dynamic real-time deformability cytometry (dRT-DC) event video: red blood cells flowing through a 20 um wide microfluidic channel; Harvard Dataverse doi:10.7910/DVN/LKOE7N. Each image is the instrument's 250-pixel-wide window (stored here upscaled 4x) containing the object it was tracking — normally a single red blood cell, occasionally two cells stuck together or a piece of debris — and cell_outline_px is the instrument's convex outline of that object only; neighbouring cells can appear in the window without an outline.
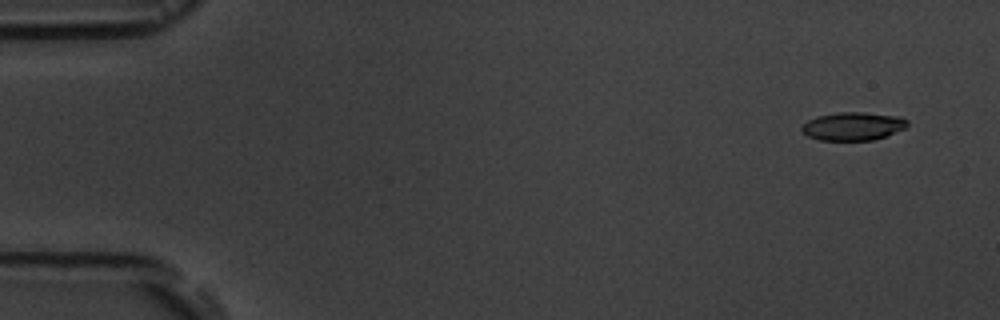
{"species": "common noctule bat (a hibernating species)", "species_latin": "Nyctalus noctula", "temperature_condition": "room temperature", "stored_images_in_passage": 8, "camera_frame_rate_fps": 3000, "um_per_image_px": 0.085, "animal": {"sex": "male", "body_mass_g": 19.5, "forearm_length_mm": 54.6}, "frame": {"image": 1, "passage_image": 1, "time_ms": 0.0, "image_size_px": [1000, 320], "cell_outline_px": [[908, 124], [904, 128], [884, 136], [872, 140], [820, 140], [808, 136], [800, 128], [808, 120], [816, 116], [840, 112], [864, 112], [900, 116], [908, 120]], "centroid_in_image_um": [72.5, 10.72], "position_along_channel_um": 12.5, "area_um2": 17.22}}
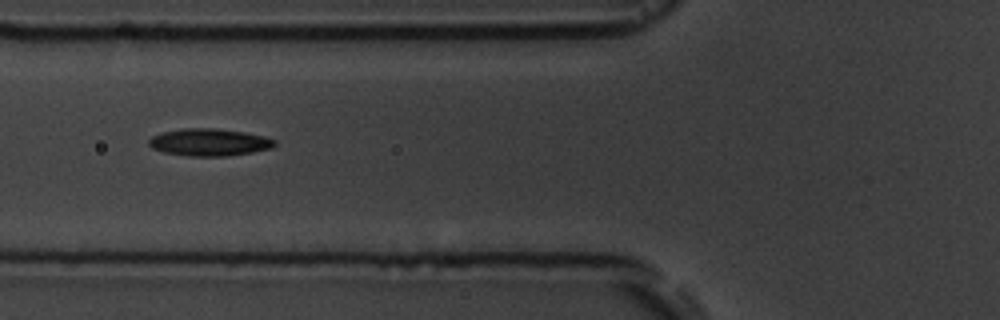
{"frame": {"image": 2, "passage_image": 6, "time_ms": 6.0, "image_size_px": [1000, 320], "cell_outline_px": [[276, 144], [272, 148], [252, 152], [228, 156], [188, 156], [164, 152], [152, 148], [148, 144], [148, 140], [152, 136], [160, 132], [184, 128], [212, 128], [244, 132], [264, 136], [276, 140]], "centroid_in_image_um": [17.77, 12.09], "position_along_channel_um": 108.0, "area_um2": 20.06}}
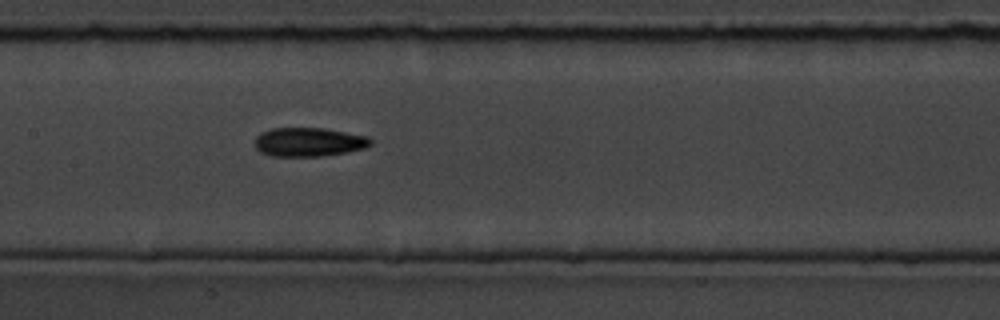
{"frame": {"image": 3, "passage_image": 8, "time_ms": 8.0, "image_size_px": [1000, 320], "cell_outline_px": [[372, 144], [364, 148], [344, 152], [320, 156], [272, 156], [260, 152], [256, 148], [256, 136], [260, 132], [272, 128], [324, 128], [368, 136], [372, 140]], "centroid_in_image_um": [26.23, 12.06], "position_along_channel_um": 181.2, "area_um2": 19.42}}